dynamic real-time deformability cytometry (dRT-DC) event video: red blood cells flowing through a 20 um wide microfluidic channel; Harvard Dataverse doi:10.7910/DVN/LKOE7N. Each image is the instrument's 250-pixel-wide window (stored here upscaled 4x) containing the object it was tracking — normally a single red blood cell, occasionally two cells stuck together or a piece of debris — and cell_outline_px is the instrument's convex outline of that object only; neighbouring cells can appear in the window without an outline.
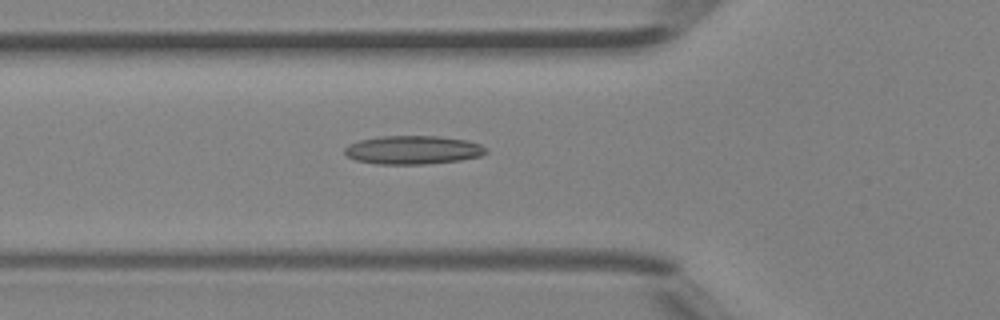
{"species": "Egyptian fruit bat (a non-hibernating species)", "species_latin": "Rousettus aegyptiacus", "temperature_condition": "room temperature", "stored_images_in_passage": 26, "camera_frame_rate_fps": 3000, "um_per_image_px": 0.085, "animal": {"sex": "female"}, "frame": {"image": 1, "passage_image": 7, "time_ms": 2.0, "image_size_px": [1000, 320], "cell_outline_px": [[488, 152], [480, 156], [460, 160], [428, 164], [376, 164], [356, 160], [348, 156], [344, 152], [344, 148], [348, 144], [360, 140], [380, 136], [440, 136], [468, 140], [480, 144], [488, 148]], "centroid_in_image_um": [35.13, 12.74], "position_along_channel_um": 90.7, "area_um2": 23.7}}
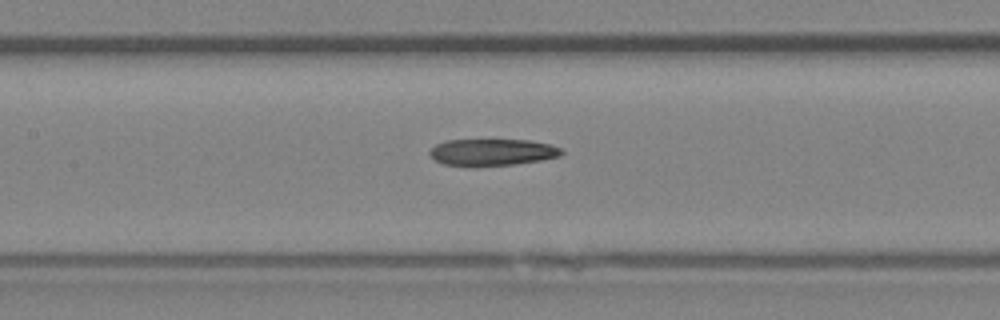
{"frame": {"image": 2, "passage_image": 12, "time_ms": 3.667, "image_size_px": [1000, 320], "cell_outline_px": [[564, 152], [560, 156], [540, 160], [516, 164], [476, 168], [472, 168], [444, 164], [436, 160], [428, 152], [436, 144], [448, 140], [528, 140], [552, 144], [560, 148]], "centroid_in_image_um": [41.84, 12.96], "position_along_channel_um": 165.6, "area_um2": 20.98}}
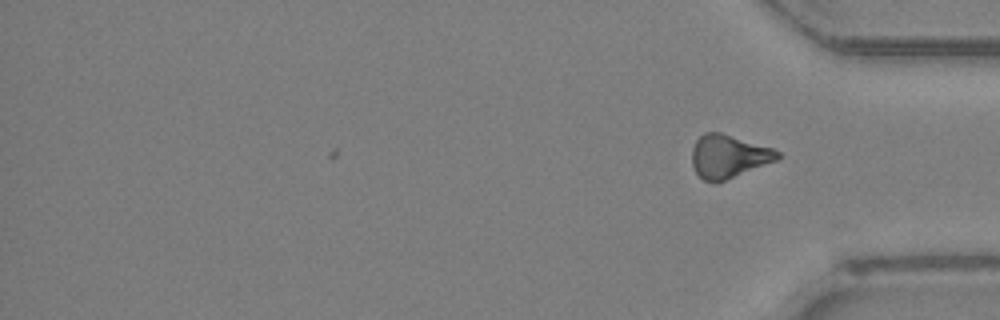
{"frame": {"image": 3, "passage_image": 26, "time_ms": 8.333, "image_size_px": [1000, 320], "cell_outline_px": [[780, 156], [776, 160], [716, 184], [704, 180], [696, 172], [692, 164], [692, 148], [696, 140], [704, 132], [720, 132], [772, 148], [780, 152]], "centroid_in_image_um": [61.89, 13.3], "position_along_channel_um": 373.3, "area_um2": 21.39}}